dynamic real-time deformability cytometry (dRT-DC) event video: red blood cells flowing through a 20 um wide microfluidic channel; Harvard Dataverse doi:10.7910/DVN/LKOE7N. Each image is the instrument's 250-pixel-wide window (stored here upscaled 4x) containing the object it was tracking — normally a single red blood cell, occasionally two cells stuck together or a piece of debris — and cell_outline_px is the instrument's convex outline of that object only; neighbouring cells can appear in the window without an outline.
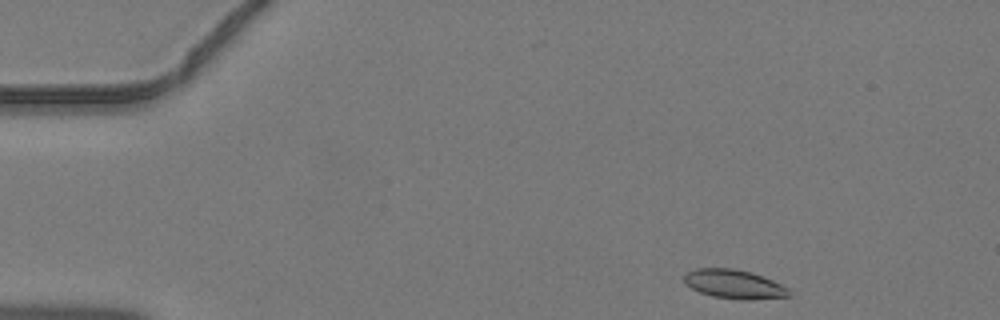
{"species": "common noctule bat (a hibernating species)", "species_latin": "Nyctalus noctula", "temperature_condition": "warm", "stored_images_in_passage": 40, "camera_frame_rate_fps": 3000, "um_per_image_px": 0.085, "animal": {"sex": "male", "body_mass_g": 19.2, "forearm_length_mm": 51.8}, "frame": {"image": 1, "passage_image": 1, "time_ms": 0.0, "image_size_px": [1000, 320], "cell_outline_px": [[792, 296], [748, 300], [740, 300], [712, 296], [700, 292], [684, 284], [684, 272], [696, 268], [732, 268], [752, 272], [764, 276], [788, 288]], "centroid_in_image_um": [62.38, 24.15], "position_along_channel_um": 22.6, "area_um2": 17.92}}
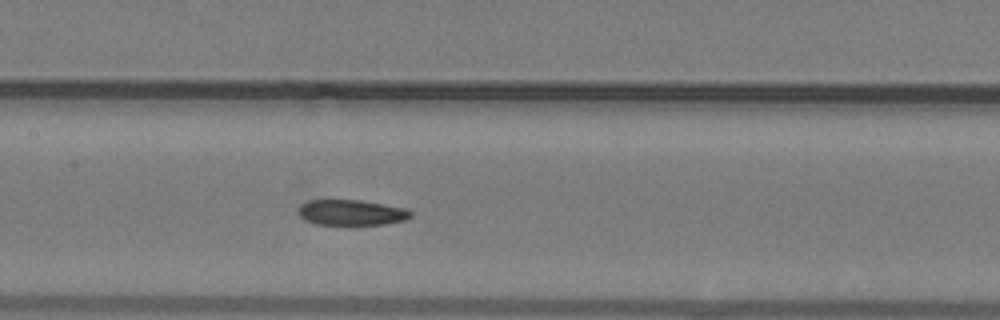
{"frame": {"image": 2, "passage_image": 17, "time_ms": 5.333, "image_size_px": [1000, 320], "cell_outline_px": [[412, 216], [404, 220], [384, 224], [316, 224], [304, 220], [300, 216], [300, 204], [308, 200], [360, 200], [404, 208], [412, 212]], "centroid_in_image_um": [29.85, 18.06], "position_along_channel_um": 177.5, "area_um2": 16.47}}
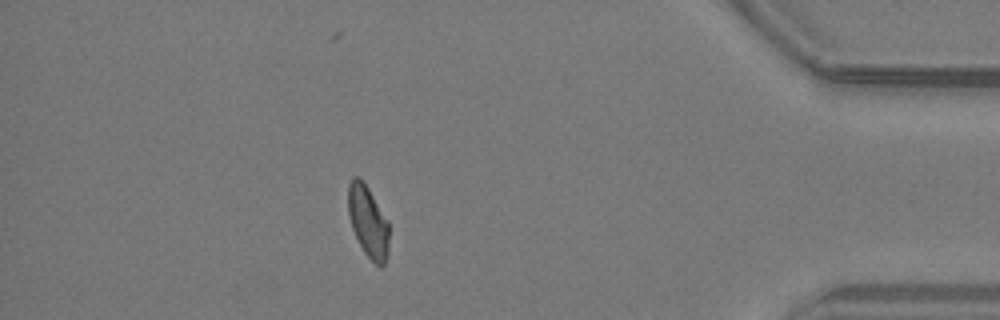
{"frame": {"image": 3, "passage_image": 35, "time_ms": 11.333, "image_size_px": [1000, 320], "cell_outline_px": [[388, 256], [384, 264], [380, 268], [364, 252], [352, 228], [348, 212], [348, 184], [352, 176], [360, 176], [364, 180], [388, 220]], "centroid_in_image_um": [31.28, 18.78], "position_along_channel_um": 403.9, "area_um2": 17.22}}